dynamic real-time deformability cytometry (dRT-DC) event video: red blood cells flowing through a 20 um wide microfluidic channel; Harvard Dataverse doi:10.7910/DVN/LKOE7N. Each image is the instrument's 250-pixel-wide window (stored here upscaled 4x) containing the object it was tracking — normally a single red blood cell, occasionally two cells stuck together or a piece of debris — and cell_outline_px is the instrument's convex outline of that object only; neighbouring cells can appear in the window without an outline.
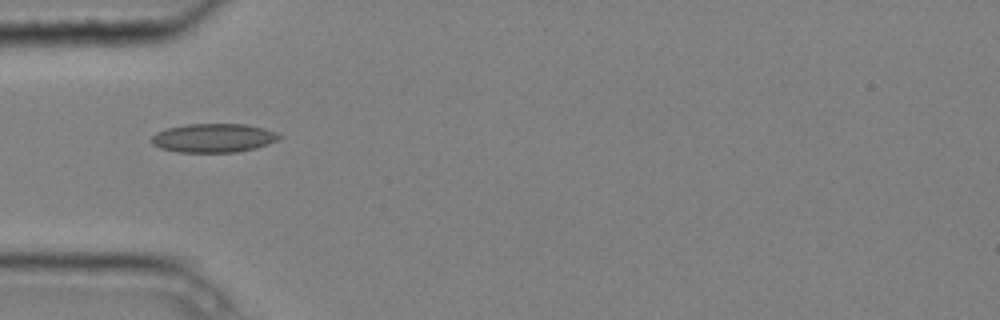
{"species": "common noctule bat (a hibernating species)", "species_latin": "Nyctalus noctula", "temperature_condition": "cold", "stored_images_in_passage": 2, "camera_frame_rate_fps": 3000, "um_per_image_px": 0.085, "animal": {"sex": "male", "body_mass_g": 20.4}, "frame": {"image": 1, "passage_image": 1, "time_ms": 0.0, "image_size_px": [1000, 320], "cell_outline_px": [[284, 136], [268, 144], [256, 148], [236, 152], [176, 152], [160, 148], [152, 144], [152, 136], [156, 132], [168, 128], [188, 124], [244, 124], [264, 128], [276, 132]], "centroid_in_image_um": [18.16, 11.73], "position_along_channel_um": 66.8, "area_um2": 21.44}}
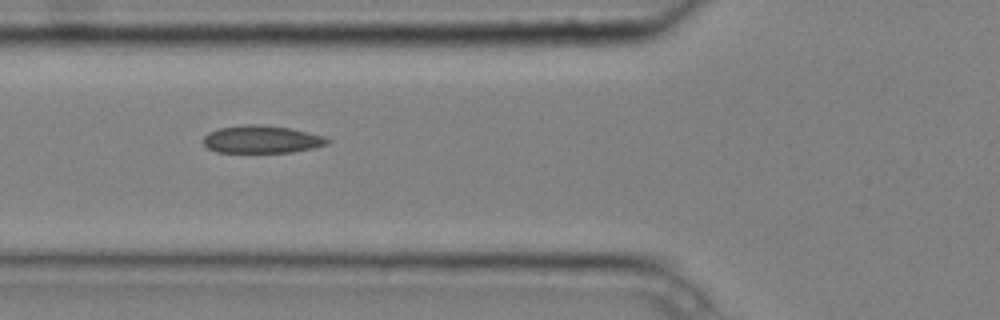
{"frame": {"image": 2, "passage_image": 2, "time_ms": 0.333, "image_size_px": [1000, 320], "cell_outline_px": [[332, 140], [328, 144], [312, 148], [292, 152], [216, 152], [208, 148], [204, 144], [204, 136], [208, 132], [220, 128], [244, 124], [252, 124], [292, 128], [324, 136]], "centroid_in_image_um": [22.26, 11.84], "position_along_channel_um": 103.5, "area_um2": 19.94}}